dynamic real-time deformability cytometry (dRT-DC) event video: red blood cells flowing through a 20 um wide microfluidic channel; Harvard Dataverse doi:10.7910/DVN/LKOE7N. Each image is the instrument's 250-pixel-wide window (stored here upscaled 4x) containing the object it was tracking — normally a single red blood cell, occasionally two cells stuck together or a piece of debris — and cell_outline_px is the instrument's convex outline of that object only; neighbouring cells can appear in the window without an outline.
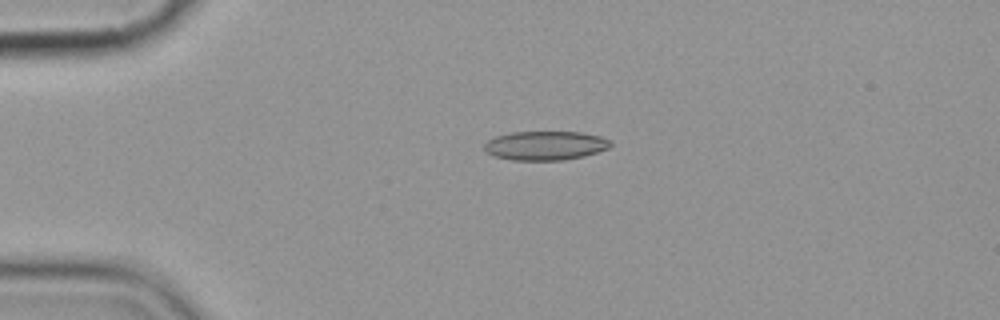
{"species": "common noctule bat (a hibernating species)", "species_latin": "Nyctalus noctula", "temperature_condition": "cold", "stored_images_in_passage": 5, "camera_frame_rate_fps": 3000, "um_per_image_px": 0.085, "animal": {"sex": "female", "body_mass_g": 19.9}, "frame": {"image": 1, "passage_image": 4, "time_ms": 3.667, "image_size_px": [1000, 320], "cell_outline_px": [[612, 144], [608, 148], [584, 156], [564, 160], [512, 160], [496, 156], [488, 152], [484, 148], [484, 144], [488, 140], [496, 136], [508, 132], [580, 132], [600, 136], [612, 140]], "centroid_in_image_um": [46.37, 12.37], "position_along_channel_um": 38.6, "area_um2": 21.33}}